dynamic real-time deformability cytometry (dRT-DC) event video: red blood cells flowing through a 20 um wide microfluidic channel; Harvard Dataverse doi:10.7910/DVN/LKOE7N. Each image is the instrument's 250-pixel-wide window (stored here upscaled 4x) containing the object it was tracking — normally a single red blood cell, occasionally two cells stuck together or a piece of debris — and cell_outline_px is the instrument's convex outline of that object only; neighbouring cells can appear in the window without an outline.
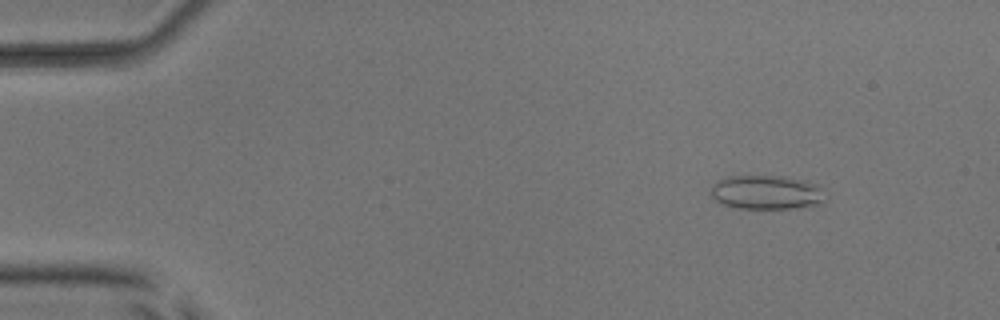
{"species": "common noctule bat (a hibernating species)", "species_latin": "Nyctalus noctula", "temperature_condition": "room temperature", "stored_images_in_passage": 29, "camera_frame_rate_fps": 3000, "um_per_image_px": 0.085, "animal": {"sex": "male", "body_mass_g": 17.9, "forearm_length_mm": 54.2}, "frame": {"image": 1, "passage_image": 7, "time_ms": 2.0, "image_size_px": [1000, 320], "cell_outline_px": [[824, 204], [796, 208], [736, 208], [724, 204], [716, 200], [712, 196], [712, 184], [716, 180], [728, 176], [784, 176], [808, 180], [820, 184], [824, 200]], "centroid_in_image_um": [65.2, 16.33], "position_along_channel_um": 19.8, "area_um2": 23.0}}
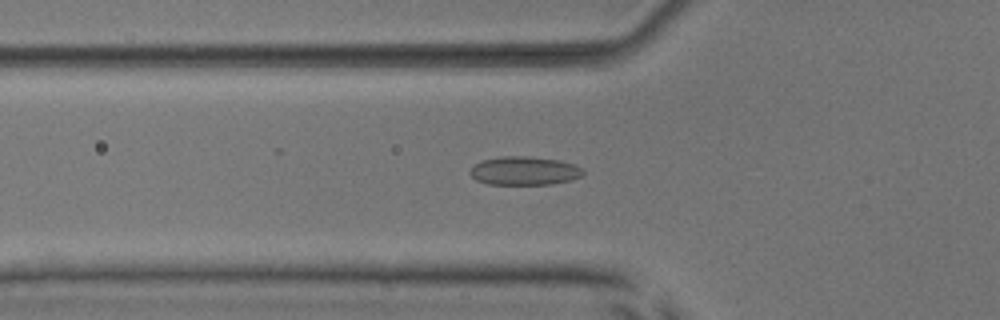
{"frame": {"image": 2, "passage_image": 19, "time_ms": 6.0, "image_size_px": [1000, 320], "cell_outline_px": [[584, 172], [580, 176], [568, 180], [552, 184], [488, 184], [476, 180], [468, 172], [472, 164], [480, 160], [500, 156], [528, 156], [560, 160], [572, 164], [580, 168]], "centroid_in_image_um": [44.47, 14.5], "position_along_channel_um": 81.3, "area_um2": 18.84}}
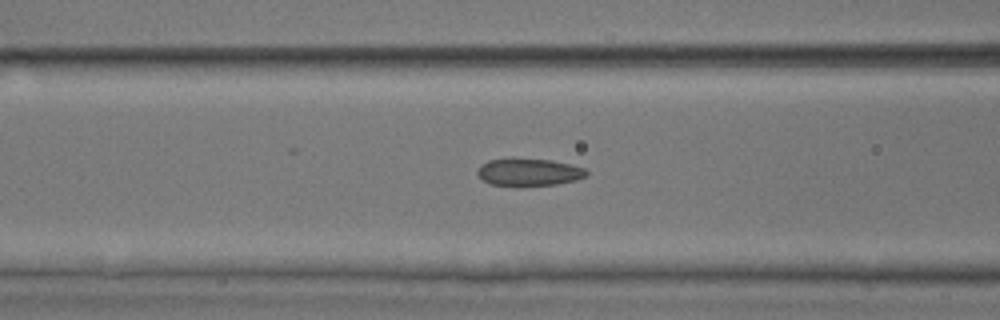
{"frame": {"image": 3, "passage_image": 22, "time_ms": 7.0, "image_size_px": [1000, 320], "cell_outline_px": [[588, 176], [576, 180], [556, 184], [492, 184], [484, 180], [476, 172], [480, 164], [488, 160], [512, 156], [552, 160], [584, 168], [588, 172]], "centroid_in_image_um": [44.94, 14.57], "position_along_channel_um": 121.7, "area_um2": 17.4}}